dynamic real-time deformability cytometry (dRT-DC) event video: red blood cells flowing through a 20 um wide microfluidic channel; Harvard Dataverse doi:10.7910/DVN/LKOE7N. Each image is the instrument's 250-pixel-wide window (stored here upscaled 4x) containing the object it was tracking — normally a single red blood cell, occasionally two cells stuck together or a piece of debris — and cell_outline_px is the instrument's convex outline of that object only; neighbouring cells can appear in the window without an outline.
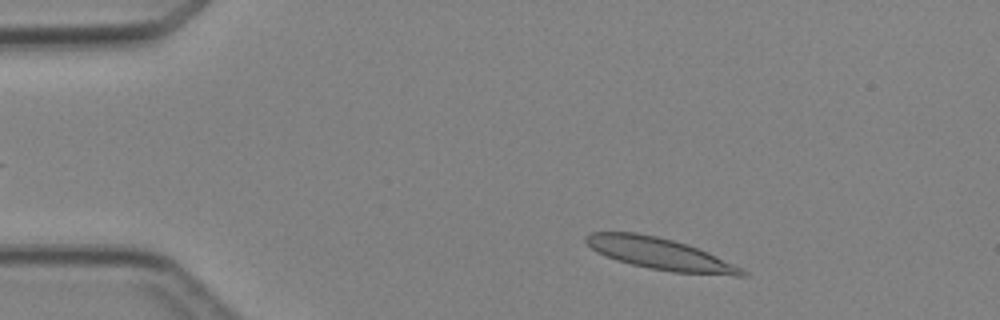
{"species": "Egyptian fruit bat (a non-hibernating species)", "species_latin": "Rousettus aegyptiacus", "temperature_condition": "cold", "stored_images_in_passage": 4, "camera_frame_rate_fps": 3000, "um_per_image_px": 0.085, "animal": {"sex": "female"}, "frame": {"image": 1, "passage_image": 1, "time_ms": 0.0, "image_size_px": [1000, 320], "cell_outline_px": [[748, 276], [736, 276], [672, 272], [648, 268], [616, 260], [596, 252], [584, 240], [584, 236], [588, 232], [636, 232], [656, 236], [688, 244], [708, 252], [748, 272]], "centroid_in_image_um": [56.07, 21.57], "position_along_channel_um": 28.9, "area_um2": 28.73}}
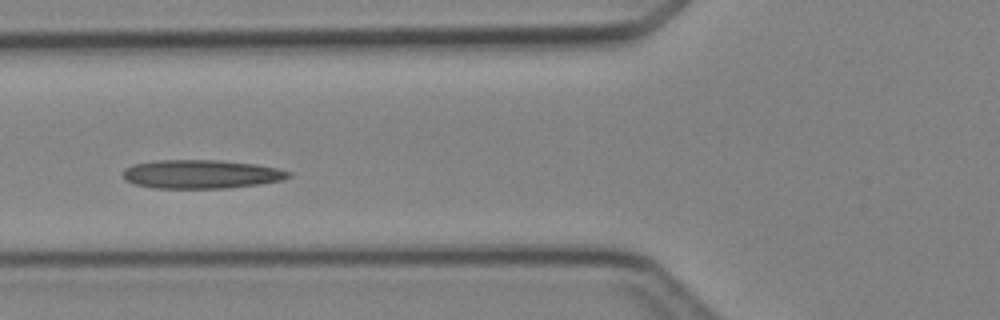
{"frame": {"image": 2, "passage_image": 3, "time_ms": 3.333, "image_size_px": [1000, 320], "cell_outline_px": [[292, 176], [280, 180], [260, 184], [228, 188], [152, 188], [132, 184], [124, 180], [124, 168], [132, 164], [156, 160], [216, 160], [256, 164], [276, 168], [292, 172]], "centroid_in_image_um": [17.06, 14.8], "position_along_channel_um": 108.7, "area_um2": 27.86}}
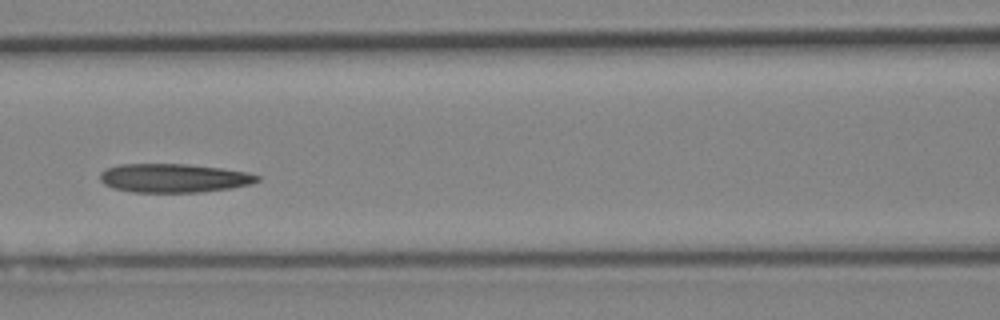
{"frame": {"image": 3, "passage_image": 4, "time_ms": 4.333, "image_size_px": [1000, 320], "cell_outline_px": [[260, 180], [252, 184], [232, 188], [200, 192], [132, 192], [112, 188], [104, 184], [100, 180], [100, 172], [108, 168], [120, 164], [188, 164], [220, 168], [248, 172], [260, 176]], "centroid_in_image_um": [14.79, 15.14], "position_along_channel_um": 151.8, "area_um2": 26.47}}